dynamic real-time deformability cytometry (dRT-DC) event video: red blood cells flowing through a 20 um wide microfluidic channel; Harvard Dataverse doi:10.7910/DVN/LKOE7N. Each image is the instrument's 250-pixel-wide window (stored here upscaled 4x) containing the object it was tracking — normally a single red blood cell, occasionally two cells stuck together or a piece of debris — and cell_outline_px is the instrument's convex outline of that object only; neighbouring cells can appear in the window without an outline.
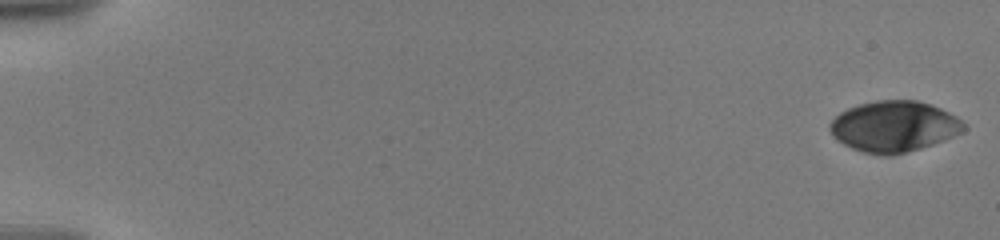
{"species": "human", "species_latin": "Homo sapiens", "temperature_condition": "warm", "stored_images_in_passage": 46, "camera_frame_rate_fps": 3000, "um_per_image_px": 0.085, "donor": {"sex": "male"}, "frame": {"image": 1, "passage_image": 1, "time_ms": 0.0, "image_size_px": [1000, 240], "cell_outline_px": [[968, 128], [944, 140], [920, 148], [892, 156], [880, 156], [864, 152], [852, 148], [844, 144], [832, 136], [828, 128], [828, 124], [840, 112], [848, 108], [860, 104], [876, 100], [916, 100], [932, 104], [956, 116]], "centroid_in_image_um": [75.96, 10.75], "position_along_channel_um": 9.0, "area_um2": 39.77}}
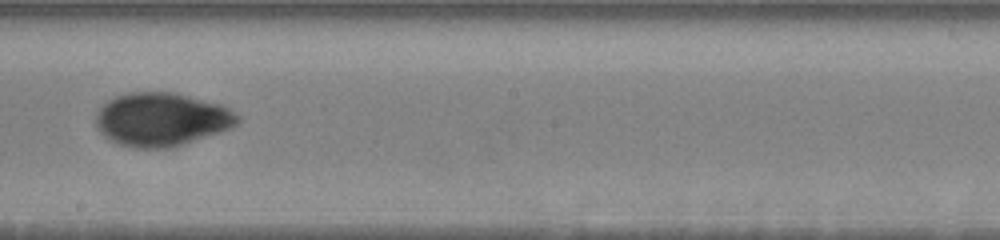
{"frame": {"image": 2, "passage_image": 27, "time_ms": 11.333, "image_size_px": [1000, 240], "cell_outline_px": [[240, 120], [232, 128], [172, 148], [136, 148], [116, 144], [104, 136], [96, 128], [96, 112], [108, 100], [116, 96], [128, 92], [172, 92], [220, 104], [228, 108], [240, 116]], "centroid_in_image_um": [13.71, 10.16], "position_along_channel_um": 234.5, "area_um2": 44.27}}
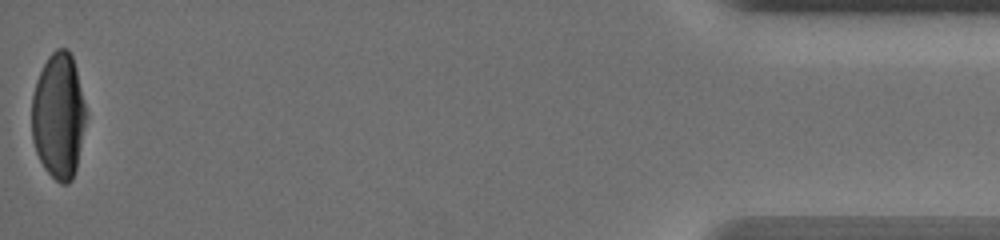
{"frame": {"image": 3, "passage_image": 46, "time_ms": 19.0, "image_size_px": [1000, 240], "cell_outline_px": [[88, 116], [76, 168], [72, 180], [68, 184], [60, 184], [44, 168], [36, 152], [32, 140], [32, 96], [36, 80], [48, 56], [56, 48], [68, 48], [72, 56], [76, 68], [88, 112]], "centroid_in_image_um": [5.0, 9.85], "position_along_channel_um": 430.2, "area_um2": 40.34}, "authors_computed_cell_mechanics": {"area_um2": 42.1362, "velocity_mm_per_s": 3.5779, "shape_relaxation_time_tau1_ms": 4.9516, "shape_relaxation_time_tau2_ms": 3.3772, "deformation_change_tau1": 0.1705, "deformation_change_tau2": 0.0355}}